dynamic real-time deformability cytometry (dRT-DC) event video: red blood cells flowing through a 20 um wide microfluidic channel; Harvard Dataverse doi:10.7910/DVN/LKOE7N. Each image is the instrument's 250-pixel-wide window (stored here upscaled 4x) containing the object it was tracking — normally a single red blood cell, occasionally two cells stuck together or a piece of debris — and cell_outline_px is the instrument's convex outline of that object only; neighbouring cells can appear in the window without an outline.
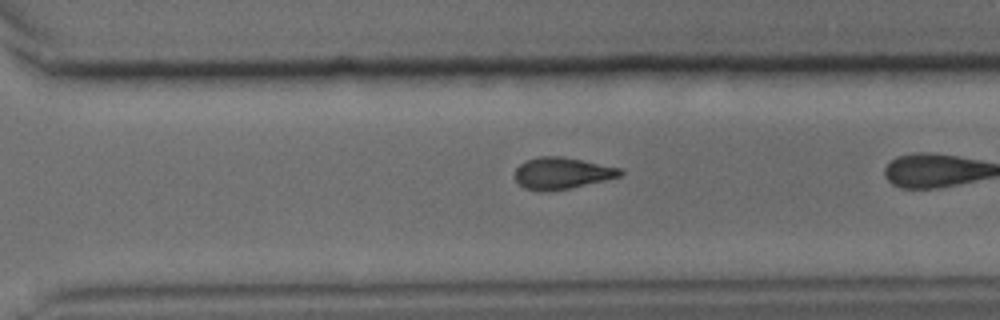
{"species": "common noctule bat (a hibernating species)", "species_latin": "Nyctalus noctula", "temperature_condition": "cold", "stored_images_in_passage": 20, "camera_frame_rate_fps": 3000, "um_per_image_px": 0.085, "animal": {"sex": "male", "body_mass_g": 15.6}, "frame": {"image": 1, "passage_image": 17, "time_ms": 5.333, "image_size_px": [1000, 320], "cell_outline_px": [[624, 172], [620, 176], [604, 180], [568, 188], [524, 188], [516, 180], [516, 168], [524, 160], [540, 156], [560, 156], [624, 168]], "centroid_in_image_um": [47.82, 14.66], "position_along_channel_um": 322.8, "area_um2": 18.67}}